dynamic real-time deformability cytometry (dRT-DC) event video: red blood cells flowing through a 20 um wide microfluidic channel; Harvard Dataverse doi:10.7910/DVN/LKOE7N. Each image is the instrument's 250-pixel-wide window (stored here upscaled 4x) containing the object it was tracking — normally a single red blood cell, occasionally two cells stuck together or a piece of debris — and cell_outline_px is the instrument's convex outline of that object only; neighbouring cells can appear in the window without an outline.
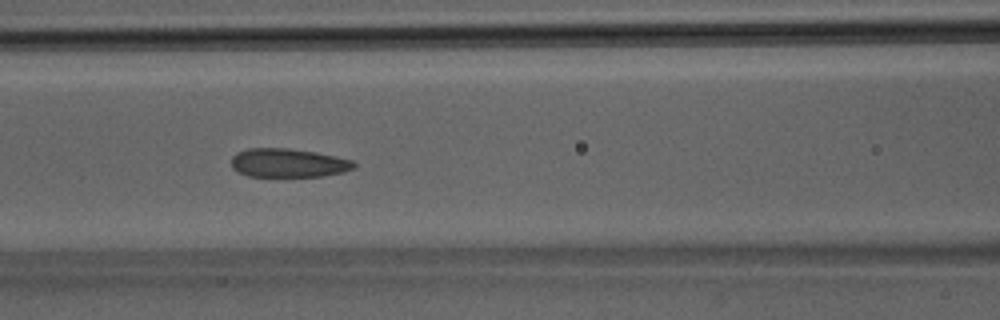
{"species": "Egyptian fruit bat (a non-hibernating species)", "species_latin": "Rousettus aegyptiacus", "temperature_condition": "room temperature", "stored_images_in_passage": 29, "camera_frame_rate_fps": 3000, "um_per_image_px": 0.085, "animal": {"sex": "male"}, "frame": {"image": 1, "passage_image": 7, "time_ms": 2.0, "image_size_px": [1000, 320], "cell_outline_px": [[356, 168], [344, 172], [324, 176], [248, 176], [236, 172], [232, 168], [232, 156], [236, 152], [248, 148], [288, 148], [316, 152], [336, 156], [352, 160], [356, 164]], "centroid_in_image_um": [24.5, 13.85], "position_along_channel_um": 142.1, "area_um2": 20.75}}
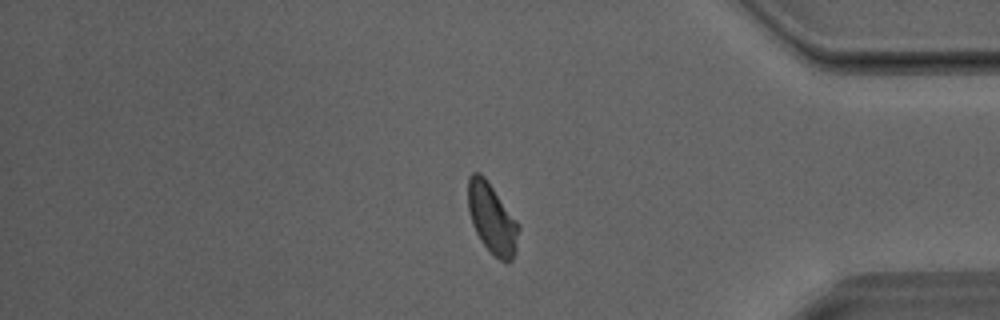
{"frame": {"image": 2, "passage_image": 23, "time_ms": 7.333, "image_size_px": [1000, 320], "cell_outline_px": [[520, 228], [516, 252], [512, 260], [508, 264], [500, 260], [480, 240], [472, 224], [468, 208], [468, 176], [472, 172], [480, 172], [484, 176], [520, 224]], "centroid_in_image_um": [41.84, 18.58], "position_along_channel_um": 393.4, "area_um2": 20.81}}
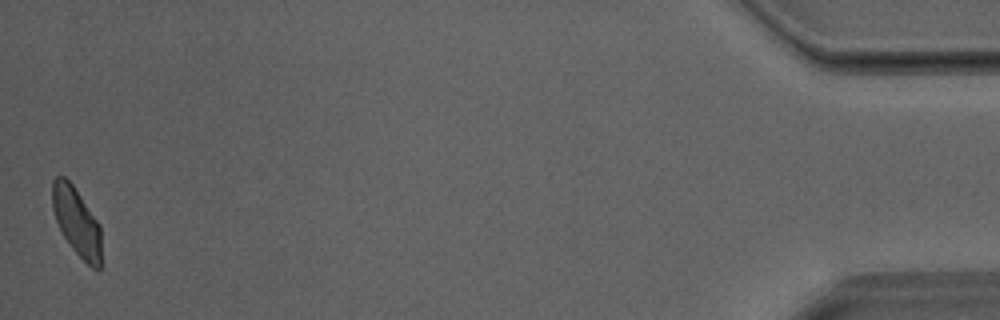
{"frame": {"image": 3, "passage_image": 29, "time_ms": 9.333, "image_size_px": [1000, 320], "cell_outline_px": [[100, 268], [92, 268], [72, 248], [64, 236], [56, 220], [52, 208], [52, 180], [56, 176], [64, 176], [72, 184], [100, 224]], "centroid_in_image_um": [6.5, 18.8], "position_along_channel_um": 428.7, "area_um2": 19.13}}